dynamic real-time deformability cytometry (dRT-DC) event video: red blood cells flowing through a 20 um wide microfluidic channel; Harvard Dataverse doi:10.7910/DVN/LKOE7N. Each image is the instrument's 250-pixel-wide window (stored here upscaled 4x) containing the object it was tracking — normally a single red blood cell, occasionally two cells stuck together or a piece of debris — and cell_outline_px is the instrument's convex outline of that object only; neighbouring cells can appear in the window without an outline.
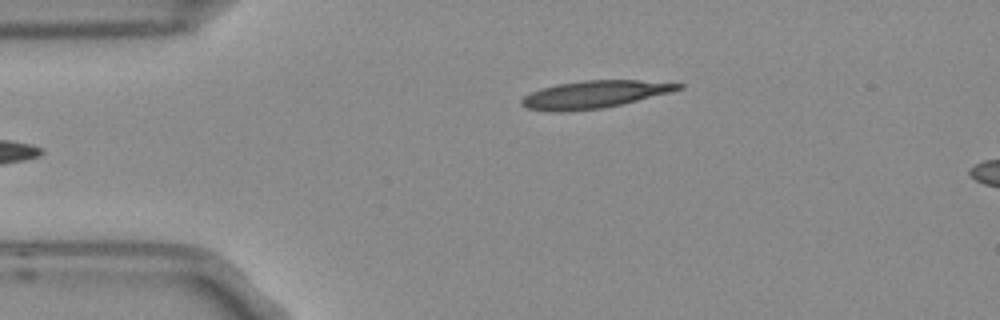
{"species": "Egyptian fruit bat (a non-hibernating species)", "species_latin": "Rousettus aegyptiacus", "temperature_condition": "room temperature", "stored_images_in_passage": 3, "camera_frame_rate_fps": 3000, "um_per_image_px": 0.085, "frame": {"image": 1, "passage_image": 3, "time_ms": 0.667, "image_size_px": [1000, 320], "cell_outline_px": [[684, 88], [604, 108], [568, 112], [552, 112], [524, 108], [520, 104], [520, 100], [524, 96], [540, 88], [556, 84], [584, 80], [640, 80], [684, 84]], "centroid_in_image_um": [50.42, 8.03], "position_along_channel_um": 34.6, "area_um2": 25.09}}